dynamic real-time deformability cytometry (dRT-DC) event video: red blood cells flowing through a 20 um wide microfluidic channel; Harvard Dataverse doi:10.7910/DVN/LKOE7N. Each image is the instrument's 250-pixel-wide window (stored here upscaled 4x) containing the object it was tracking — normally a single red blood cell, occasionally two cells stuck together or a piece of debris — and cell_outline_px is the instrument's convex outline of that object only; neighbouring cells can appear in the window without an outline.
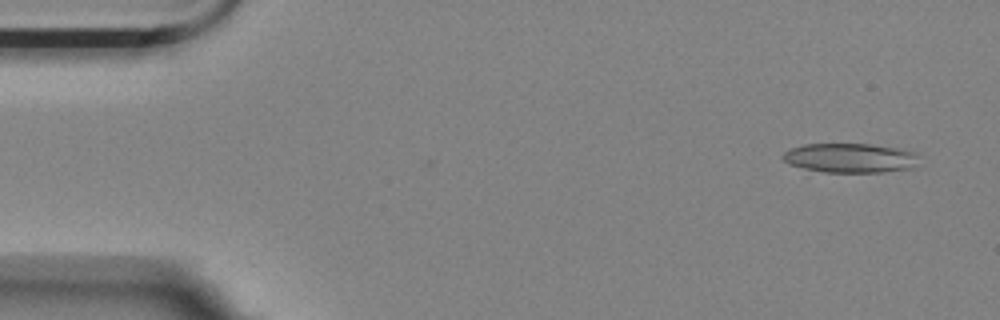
{"species": "Egyptian fruit bat (a non-hibernating species)", "species_latin": "Rousettus aegyptiacus", "temperature_condition": "room temperature", "stored_images_in_passage": 3, "camera_frame_rate_fps": 3000, "um_per_image_px": 0.085, "animal": {"sex": "female"}, "frame": {"image": 1, "passage_image": 3, "time_ms": 0.667, "image_size_px": [1000, 320], "cell_outline_px": [[916, 156], [912, 168], [884, 172], [824, 172], [804, 168], [788, 164], [780, 156], [784, 152], [792, 148], [804, 144], [868, 144], [904, 148], [916, 152]], "centroid_in_image_um": [72.24, 13.42], "position_along_channel_um": 12.8, "area_um2": 23.29}}